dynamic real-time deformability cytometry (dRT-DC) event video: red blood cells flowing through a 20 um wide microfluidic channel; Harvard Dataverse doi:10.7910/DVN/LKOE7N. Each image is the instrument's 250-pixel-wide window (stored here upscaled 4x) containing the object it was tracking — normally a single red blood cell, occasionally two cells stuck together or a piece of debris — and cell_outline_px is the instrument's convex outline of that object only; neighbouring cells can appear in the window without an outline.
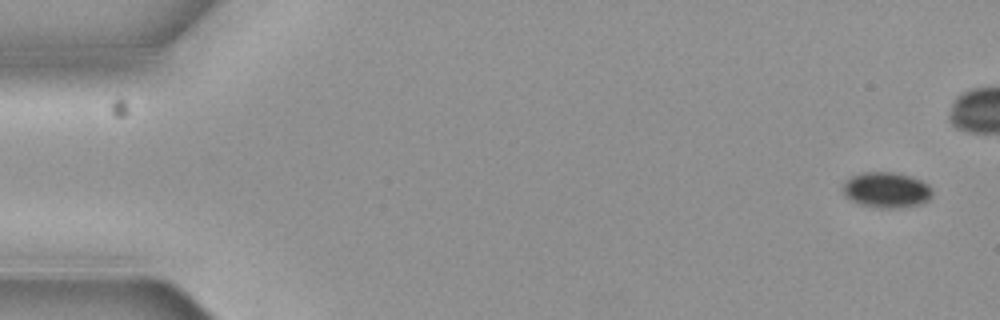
{"species": "common noctule bat (a hibernating species)", "species_latin": "Nyctalus noctula", "temperature_condition": "cold", "stored_images_in_passage": 7, "segment_of_instrument_passage": [1, 2], "camera_frame_rate_fps": 3000, "um_per_image_px": 0.085, "animal": {"sex": "female", "body_mass_g": 19.3, "forearm_length_mm": 54.1}, "frame": {"image": 1, "passage_image": 1, "time_ms": 0.0, "image_size_px": [1000, 320], "cell_outline_px": [[932, 196], [924, 204], [904, 208], [872, 208], [856, 204], [844, 196], [844, 184], [852, 176], [860, 172], [892, 172], [908, 176], [920, 180], [928, 184], [932, 192]], "centroid_in_image_um": [75.35, 16.18], "position_along_channel_um": 9.7, "area_um2": 18.84}}